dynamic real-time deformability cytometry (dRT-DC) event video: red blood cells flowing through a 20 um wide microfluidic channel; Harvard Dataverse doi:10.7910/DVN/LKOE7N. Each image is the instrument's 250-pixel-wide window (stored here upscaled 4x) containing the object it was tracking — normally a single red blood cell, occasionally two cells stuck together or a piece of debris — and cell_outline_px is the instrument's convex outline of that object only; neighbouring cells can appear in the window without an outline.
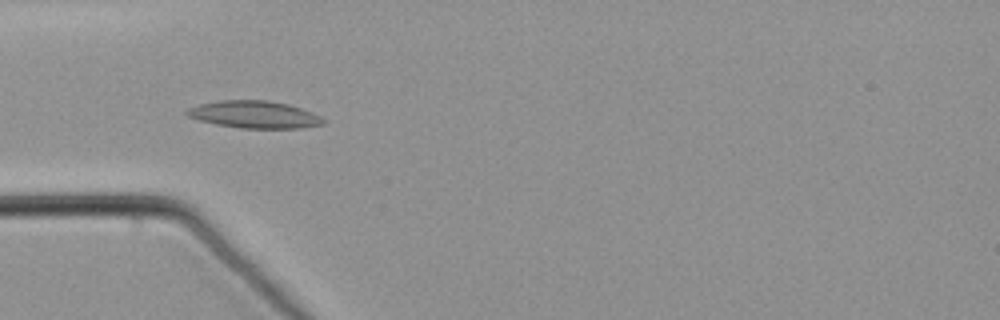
{"species": "common noctule bat (a hibernating species)", "species_latin": "Nyctalus noctula", "temperature_condition": "warm", "stored_images_in_passage": 42, "camera_frame_rate_fps": 3000, "um_per_image_px": 0.085, "animal": {"sex": "male", "body_mass_g": 21.5, "forearm_length_mm": 52.0}, "frame": {"image": 1, "passage_image": 2, "time_ms": 0.333, "image_size_px": [1000, 320], "cell_outline_px": [[324, 124], [304, 128], [240, 128], [216, 124], [200, 120], [188, 116], [184, 112], [188, 108], [200, 104], [220, 100], [268, 100], [288, 104], [312, 112], [320, 116], [324, 120]], "centroid_in_image_um": [21.63, 9.73], "position_along_channel_um": 63.4, "area_um2": 21.62}}
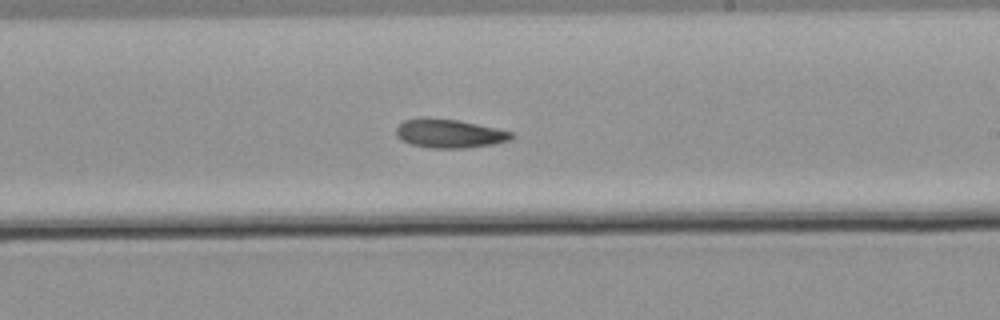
{"frame": {"image": 2, "passage_image": 18, "time_ms": 5.667, "image_size_px": [1000, 320], "cell_outline_px": [[512, 136], [508, 140], [492, 144], [464, 148], [432, 148], [412, 144], [400, 140], [396, 136], [396, 128], [404, 120], [420, 116], [428, 116], [456, 120], [496, 128], [512, 132]], "centroid_in_image_um": [38.11, 11.33], "position_along_channel_um": 250.9, "area_um2": 19.31}}
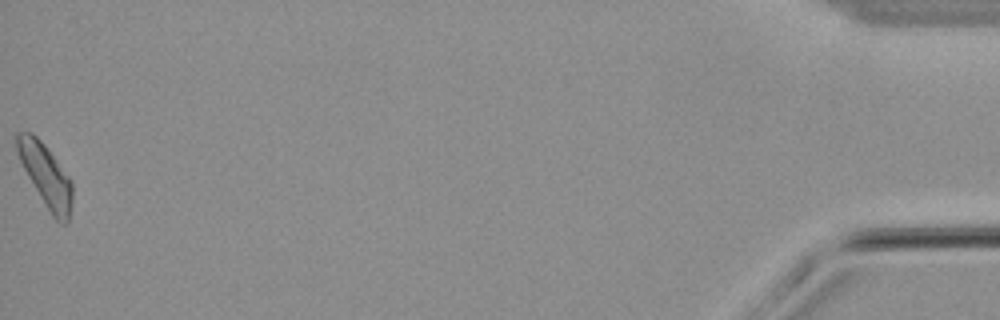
{"frame": {"image": 3, "passage_image": 42, "time_ms": 13.667, "image_size_px": [1000, 320], "cell_outline_px": [[72, 200], [68, 220], [64, 224], [60, 224], [52, 216], [28, 176], [16, 152], [16, 132], [32, 132], [44, 144], [72, 180]], "centroid_in_image_um": [3.89, 14.9], "position_along_channel_um": 431.3, "area_um2": 19.88}}